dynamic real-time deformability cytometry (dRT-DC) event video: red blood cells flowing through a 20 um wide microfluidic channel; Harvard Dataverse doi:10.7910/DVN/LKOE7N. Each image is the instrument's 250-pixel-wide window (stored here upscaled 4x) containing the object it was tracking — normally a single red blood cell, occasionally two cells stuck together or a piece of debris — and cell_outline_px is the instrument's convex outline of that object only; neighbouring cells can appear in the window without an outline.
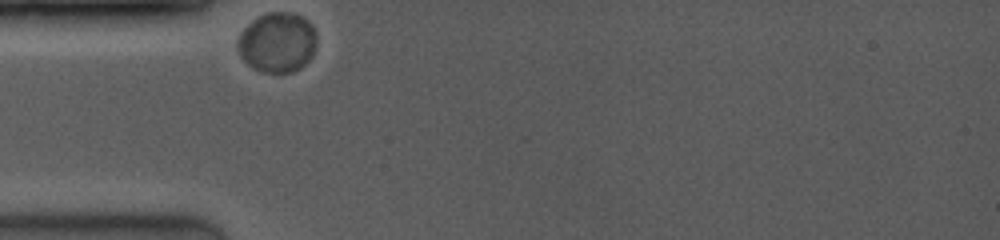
{"species": "common noctule bat (a hibernating species)", "species_latin": "Nyctalus noctula", "temperature_condition": "room temperature", "stored_images_in_passage": 39, "camera_frame_rate_fps": 4000, "um_per_image_px": 0.085, "animal": {"sex": "female", "body_mass_g": 19.0, "forearm_length_mm": 53.3}, "frame": {"image": 1, "passage_image": 1, "time_ms": 0.0, "image_size_px": [1000, 240], "cell_outline_px": [[316, 40], [312, 52], [308, 60], [300, 68], [292, 72], [264, 72], [256, 68], [244, 60], [240, 56], [236, 44], [240, 32], [256, 16], [268, 12], [296, 12], [308, 20], [312, 24], [316, 32]], "centroid_in_image_um": [23.57, 3.56], "position_along_channel_um": 61.4, "area_um2": 27.63}}
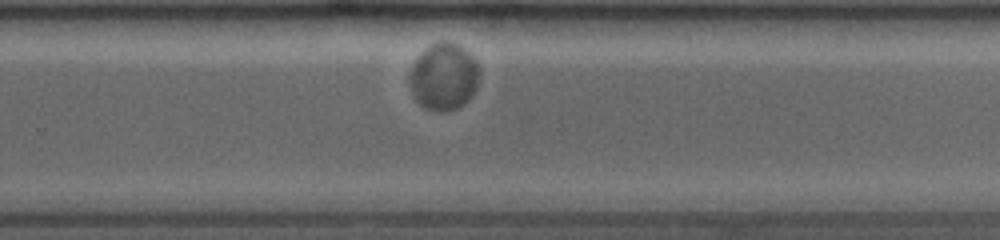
{"frame": {"image": 2, "passage_image": 27, "time_ms": 6.5, "image_size_px": [1000, 240], "cell_outline_px": [[476, 84], [472, 92], [456, 108], [440, 112], [424, 108], [416, 100], [412, 88], [412, 64], [420, 52], [432, 44], [440, 40], [444, 40], [456, 44], [464, 48], [472, 56], [476, 64]], "centroid_in_image_um": [37.68, 6.48], "position_along_channel_um": 292.1, "area_um2": 26.13}}
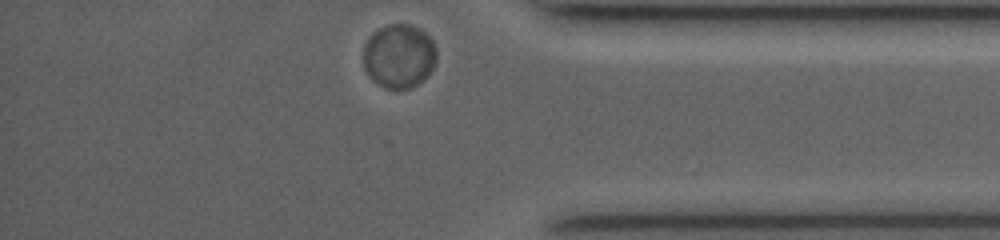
{"frame": {"image": 3, "passage_image": 39, "time_ms": 9.5, "image_size_px": [1000, 240], "cell_outline_px": [[436, 60], [432, 68], [412, 88], [384, 88], [372, 80], [364, 68], [364, 44], [368, 36], [372, 32], [388, 24], [408, 24], [424, 32], [432, 40], [436, 48]], "centroid_in_image_um": [33.88, 4.75], "position_along_channel_um": 401.3, "area_um2": 27.05}}